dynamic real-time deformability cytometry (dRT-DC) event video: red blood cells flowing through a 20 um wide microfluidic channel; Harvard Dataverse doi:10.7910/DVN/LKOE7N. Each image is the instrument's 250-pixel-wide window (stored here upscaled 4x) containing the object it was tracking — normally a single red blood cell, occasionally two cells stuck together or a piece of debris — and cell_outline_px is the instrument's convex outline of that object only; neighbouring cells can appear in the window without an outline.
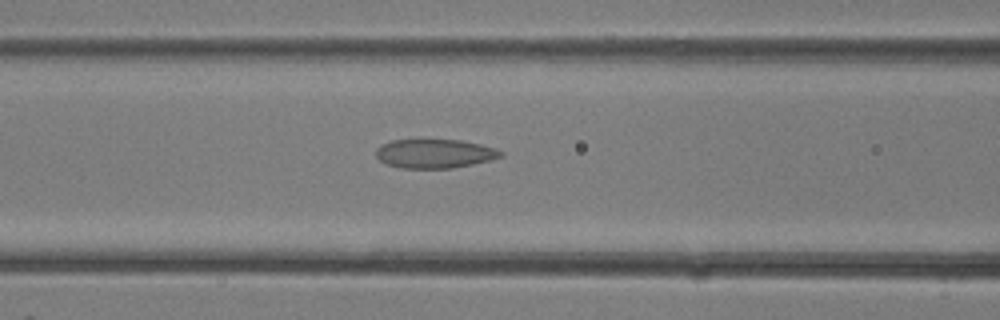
{"species": "common noctule bat (a hibernating species)", "species_latin": "Nyctalus noctula", "temperature_condition": "room temperature", "stored_images_in_passage": 30, "camera_frame_rate_fps": 3000, "um_per_image_px": 0.085, "animal": {"sex": "female"}, "frame": {"image": 1, "passage_image": 14, "time_ms": 4.333, "image_size_px": [1000, 320], "cell_outline_px": [[504, 156], [492, 160], [452, 168], [400, 168], [384, 164], [376, 156], [376, 148], [392, 140], [460, 140], [480, 144], [496, 148], [504, 152]], "centroid_in_image_um": [36.97, 13.06], "position_along_channel_um": 129.6, "area_um2": 21.15}}
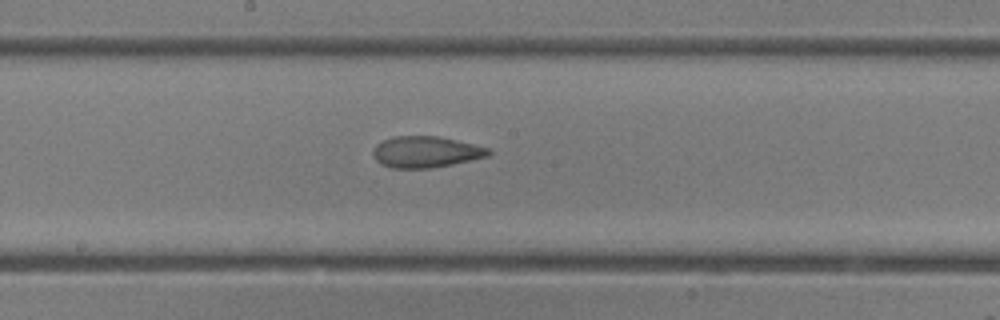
{"frame": {"image": 2, "passage_image": 18, "time_ms": 5.667, "image_size_px": [1000, 320], "cell_outline_px": [[492, 152], [488, 156], [452, 164], [432, 168], [392, 168], [380, 164], [376, 160], [372, 152], [376, 144], [392, 136], [436, 136], [456, 140], [488, 148]], "centroid_in_image_um": [36.16, 12.91], "position_along_channel_um": 212.0, "area_um2": 20.92}}
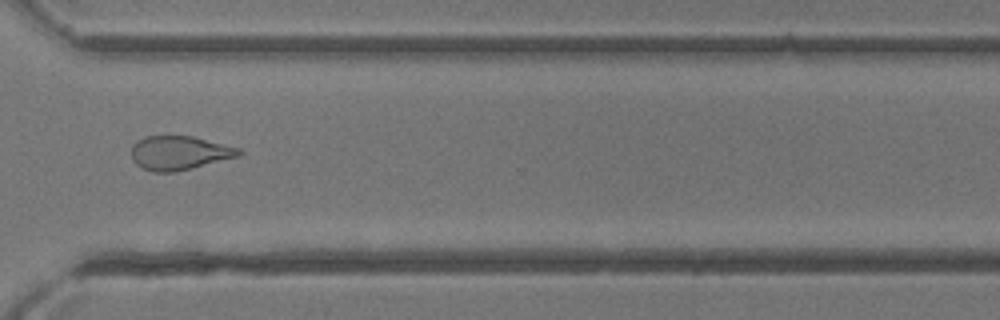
{"frame": {"image": 3, "passage_image": 25, "time_ms": 8.0, "image_size_px": [1000, 320], "cell_outline_px": [[244, 152], [236, 156], [192, 168], [176, 172], [152, 172], [140, 168], [132, 160], [132, 144], [148, 136], [192, 136], [240, 148]], "centroid_in_image_um": [15.21, 13.0], "position_along_channel_um": 355.4, "area_um2": 21.1}}